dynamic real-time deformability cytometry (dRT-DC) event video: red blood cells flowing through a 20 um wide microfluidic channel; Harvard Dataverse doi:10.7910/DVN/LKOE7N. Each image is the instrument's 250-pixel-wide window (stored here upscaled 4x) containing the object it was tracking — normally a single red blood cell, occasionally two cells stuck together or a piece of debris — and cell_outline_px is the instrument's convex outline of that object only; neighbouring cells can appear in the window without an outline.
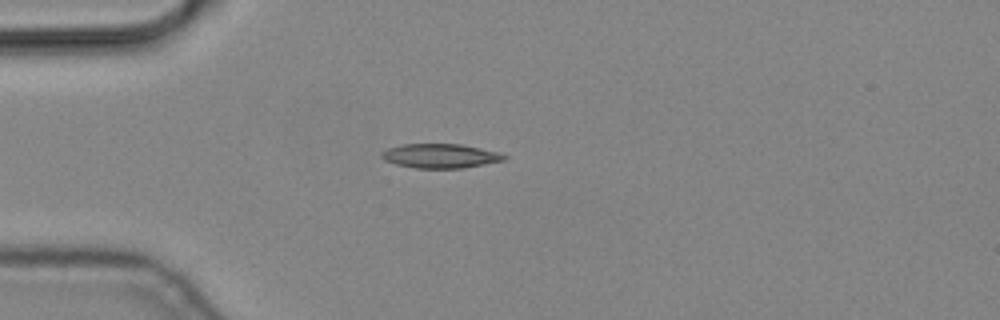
{"species": "common noctule bat (a hibernating species)", "species_latin": "Nyctalus noctula", "temperature_condition": "cold", "stored_images_in_passage": 6, "camera_frame_rate_fps": 3000, "um_per_image_px": 0.085, "animal": {"sex": "male", "body_mass_g": 19.2, "forearm_length_mm": 51.8}, "frame": {"image": 1, "passage_image": 6, "time_ms": 1.667, "image_size_px": [1000, 320], "cell_outline_px": [[508, 156], [504, 160], [464, 168], [416, 168], [396, 164], [384, 160], [380, 156], [380, 152], [388, 148], [404, 144], [460, 144], [500, 152]], "centroid_in_image_um": [37.42, 13.25], "position_along_channel_um": 47.6, "area_um2": 17.34}}